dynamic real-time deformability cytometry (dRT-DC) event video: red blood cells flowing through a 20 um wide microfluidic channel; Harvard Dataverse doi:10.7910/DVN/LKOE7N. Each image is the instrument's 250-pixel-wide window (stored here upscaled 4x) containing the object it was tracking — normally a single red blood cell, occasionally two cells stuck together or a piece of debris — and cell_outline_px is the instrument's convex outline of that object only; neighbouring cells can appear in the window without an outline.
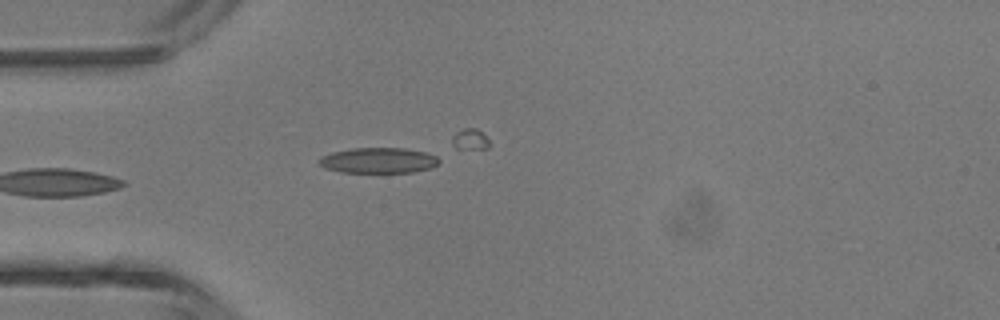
{"species": "common noctule bat (a hibernating species)", "species_latin": "Nyctalus noctula", "temperature_condition": "room temperature", "stored_images_in_passage": 6, "camera_frame_rate_fps": 3000, "um_per_image_px": 0.085, "animal": {"sex": "male", "body_mass_g": 13.3}, "frame": {"image": 1, "passage_image": 6, "time_ms": 5.667, "image_size_px": [1000, 320], "cell_outline_px": [[440, 164], [432, 168], [412, 172], [340, 172], [324, 168], [316, 160], [320, 156], [332, 152], [352, 148], [404, 148], [424, 152], [436, 156], [440, 160]], "centroid_in_image_um": [32.15, 13.63], "position_along_channel_um": 52.8, "area_um2": 17.98}}